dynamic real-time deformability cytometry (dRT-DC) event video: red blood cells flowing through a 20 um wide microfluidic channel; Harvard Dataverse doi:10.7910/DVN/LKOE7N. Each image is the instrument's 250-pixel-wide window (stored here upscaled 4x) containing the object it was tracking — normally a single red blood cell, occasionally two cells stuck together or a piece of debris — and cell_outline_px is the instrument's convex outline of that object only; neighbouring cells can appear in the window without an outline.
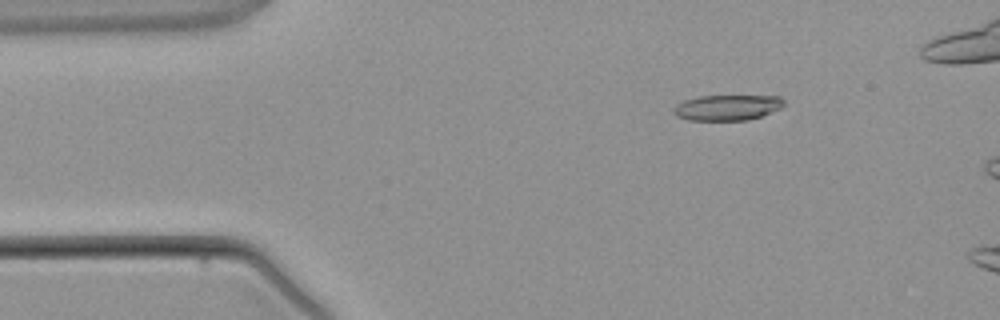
{"species": "common noctule bat (a hibernating species)", "species_latin": "Nyctalus noctula", "temperature_condition": "warm", "stored_images_in_passage": 4, "camera_frame_rate_fps": 3000, "um_per_image_px": 0.085, "animal": {"sex": "male", "body_mass_g": 21.5, "forearm_length_mm": 52.0}, "frame": {"image": 1, "passage_image": 2, "time_ms": 1.333, "image_size_px": [1000, 320], "cell_outline_px": [[784, 104], [780, 108], [760, 116], [748, 120], [688, 120], [676, 116], [672, 112], [672, 108], [676, 104], [684, 100], [700, 96], [780, 96], [784, 100]], "centroid_in_image_um": [61.77, 9.14], "position_along_channel_um": 23.2, "area_um2": 16.42}}